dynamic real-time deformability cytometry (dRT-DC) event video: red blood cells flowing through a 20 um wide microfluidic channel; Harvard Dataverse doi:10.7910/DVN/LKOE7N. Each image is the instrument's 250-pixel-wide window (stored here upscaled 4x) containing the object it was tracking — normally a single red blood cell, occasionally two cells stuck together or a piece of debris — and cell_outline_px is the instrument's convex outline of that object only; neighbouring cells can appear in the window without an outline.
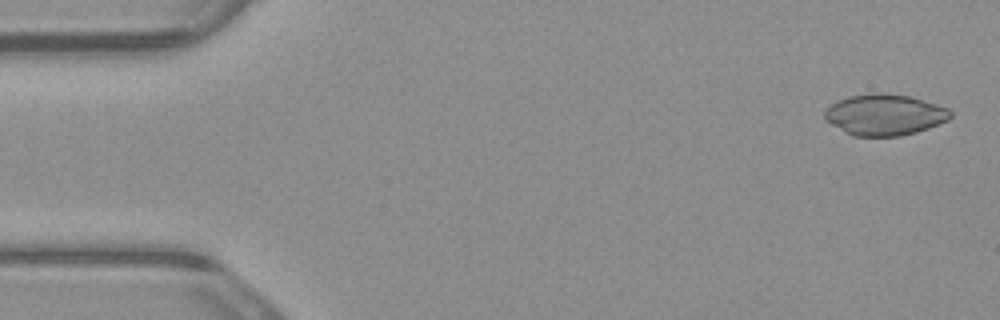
{"species": "common noctule bat (a hibernating species)", "species_latin": "Nyctalus noctula", "temperature_condition": "warm", "stored_images_in_passage": 3, "camera_frame_rate_fps": 3000, "um_per_image_px": 0.085, "animal": {"sex": "male", "body_mass_g": 23.1, "forearm_length_mm": 52.7}, "frame": {"image": 1, "passage_image": 1, "time_ms": 0.0, "image_size_px": [1000, 320], "cell_outline_px": [[952, 116], [948, 120], [928, 128], [916, 132], [900, 136], [852, 136], [844, 132], [824, 120], [824, 112], [836, 100], [848, 96], [876, 92], [880, 92], [912, 96], [948, 108], [952, 112]], "centroid_in_image_um": [75.18, 9.75], "position_along_channel_um": 9.8, "area_um2": 30.4}}